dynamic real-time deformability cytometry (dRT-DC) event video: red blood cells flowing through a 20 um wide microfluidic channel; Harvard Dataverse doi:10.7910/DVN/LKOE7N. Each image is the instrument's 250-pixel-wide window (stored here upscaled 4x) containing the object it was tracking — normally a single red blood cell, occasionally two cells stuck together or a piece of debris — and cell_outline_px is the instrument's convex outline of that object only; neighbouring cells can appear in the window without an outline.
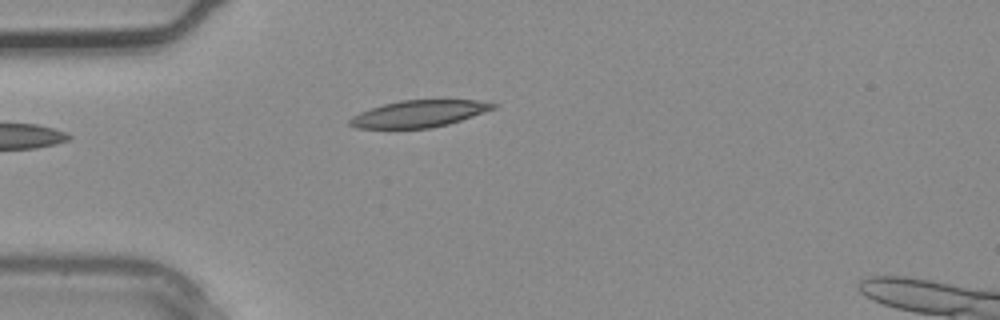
{"species": "common noctule bat (a hibernating species)", "species_latin": "Nyctalus noctula", "temperature_condition": "warm", "stored_images_in_passage": 3, "camera_frame_rate_fps": 3000, "um_per_image_px": 0.085, "animal": {"sex": "male", "body_mass_g": 20.4}, "frame": {"image": 1, "passage_image": 3, "time_ms": 0.667, "image_size_px": [1000, 320], "cell_outline_px": [[496, 108], [448, 124], [428, 128], [356, 128], [348, 124], [348, 120], [352, 116], [360, 112], [384, 104], [400, 100], [476, 100], [496, 104]], "centroid_in_image_um": [35.58, 9.66], "position_along_channel_um": 49.4, "area_um2": 22.14}}